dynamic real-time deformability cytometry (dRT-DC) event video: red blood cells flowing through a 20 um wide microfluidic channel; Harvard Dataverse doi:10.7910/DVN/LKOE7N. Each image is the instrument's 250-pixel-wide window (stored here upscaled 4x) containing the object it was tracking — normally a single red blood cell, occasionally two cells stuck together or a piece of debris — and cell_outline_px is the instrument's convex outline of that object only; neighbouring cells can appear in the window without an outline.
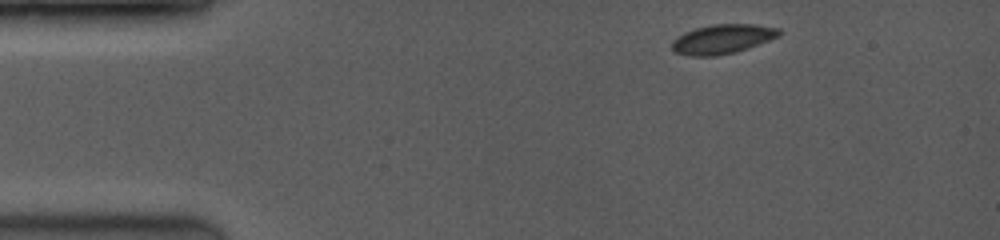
{"species": "common noctule bat (a hibernating species)", "species_latin": "Nyctalus noctula", "temperature_condition": "room temperature", "stored_images_in_passage": 4, "camera_frame_rate_fps": 3500, "um_per_image_px": 0.085, "animal": {"sex": "female", "body_mass_g": 19.0, "forearm_length_mm": 53.3}, "frame": {"image": 1, "passage_image": 1, "time_ms": 0.0, "image_size_px": [1000, 240], "cell_outline_px": [[784, 32], [780, 36], [748, 48], [736, 52], [716, 56], [688, 56], [676, 52], [672, 48], [672, 40], [676, 36], [684, 32], [696, 28], [712, 24], [756, 24], [780, 28]], "centroid_in_image_um": [61.44, 3.31], "position_along_channel_um": 23.6, "area_um2": 18.61}}
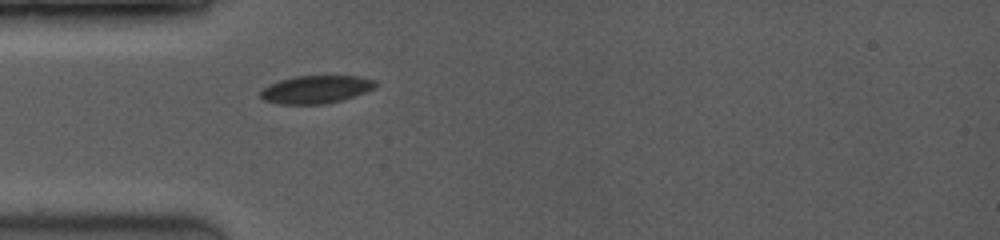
{"frame": {"image": 2, "passage_image": 4, "time_ms": 2.571, "image_size_px": [1000, 240], "cell_outline_px": [[376, 88], [356, 96], [344, 100], [324, 104], [280, 104], [264, 100], [260, 96], [260, 92], [268, 84], [280, 80], [296, 76], [356, 76], [376, 80]], "centroid_in_image_um": [26.88, 7.6], "position_along_channel_um": 58.1, "area_um2": 18.79}}